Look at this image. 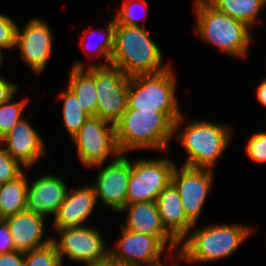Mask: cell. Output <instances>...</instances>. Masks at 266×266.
<instances>
[{
    "mask_svg": "<svg viewBox=\"0 0 266 266\" xmlns=\"http://www.w3.org/2000/svg\"><path fill=\"white\" fill-rule=\"evenodd\" d=\"M120 228L121 237L115 247L109 249V255L115 260L127 266H154L162 263L163 252L170 253L156 236L133 232L123 226Z\"/></svg>",
    "mask_w": 266,
    "mask_h": 266,
    "instance_id": "5bb4252c",
    "label": "cell"
},
{
    "mask_svg": "<svg viewBox=\"0 0 266 266\" xmlns=\"http://www.w3.org/2000/svg\"><path fill=\"white\" fill-rule=\"evenodd\" d=\"M18 24L9 16L0 13V50L15 48Z\"/></svg>",
    "mask_w": 266,
    "mask_h": 266,
    "instance_id": "4dcf8cb0",
    "label": "cell"
},
{
    "mask_svg": "<svg viewBox=\"0 0 266 266\" xmlns=\"http://www.w3.org/2000/svg\"><path fill=\"white\" fill-rule=\"evenodd\" d=\"M5 221L9 227L15 250L26 252L43 247L52 241L53 237L43 239L46 228L45 218L33 212L23 210L5 218Z\"/></svg>",
    "mask_w": 266,
    "mask_h": 266,
    "instance_id": "d6986e66",
    "label": "cell"
},
{
    "mask_svg": "<svg viewBox=\"0 0 266 266\" xmlns=\"http://www.w3.org/2000/svg\"><path fill=\"white\" fill-rule=\"evenodd\" d=\"M256 97L259 103L266 108V77L258 85Z\"/></svg>",
    "mask_w": 266,
    "mask_h": 266,
    "instance_id": "e575fe53",
    "label": "cell"
},
{
    "mask_svg": "<svg viewBox=\"0 0 266 266\" xmlns=\"http://www.w3.org/2000/svg\"><path fill=\"white\" fill-rule=\"evenodd\" d=\"M174 263H175V262L173 261V263H172V264L170 263V265H169L168 263L164 264V262H162V263H160V264H158V265H154V266H172ZM167 264H168V265H167Z\"/></svg>",
    "mask_w": 266,
    "mask_h": 266,
    "instance_id": "74e56055",
    "label": "cell"
},
{
    "mask_svg": "<svg viewBox=\"0 0 266 266\" xmlns=\"http://www.w3.org/2000/svg\"><path fill=\"white\" fill-rule=\"evenodd\" d=\"M245 151L251 161L266 163V132L254 133L247 141Z\"/></svg>",
    "mask_w": 266,
    "mask_h": 266,
    "instance_id": "f546056e",
    "label": "cell"
},
{
    "mask_svg": "<svg viewBox=\"0 0 266 266\" xmlns=\"http://www.w3.org/2000/svg\"><path fill=\"white\" fill-rule=\"evenodd\" d=\"M112 160L108 165L104 163L91 167H100L93 187L97 199H100L104 206L120 213L127 205L131 160L126 154H120Z\"/></svg>",
    "mask_w": 266,
    "mask_h": 266,
    "instance_id": "7c38bea8",
    "label": "cell"
},
{
    "mask_svg": "<svg viewBox=\"0 0 266 266\" xmlns=\"http://www.w3.org/2000/svg\"><path fill=\"white\" fill-rule=\"evenodd\" d=\"M129 78L112 65L95 66L97 117L113 125L120 120L127 108Z\"/></svg>",
    "mask_w": 266,
    "mask_h": 266,
    "instance_id": "9c48e42d",
    "label": "cell"
},
{
    "mask_svg": "<svg viewBox=\"0 0 266 266\" xmlns=\"http://www.w3.org/2000/svg\"><path fill=\"white\" fill-rule=\"evenodd\" d=\"M126 212V224L121 226L126 229L156 236L176 256L179 243L165 230L161 222L156 202H140L127 204L120 213ZM176 252V253H175Z\"/></svg>",
    "mask_w": 266,
    "mask_h": 266,
    "instance_id": "2e32d148",
    "label": "cell"
},
{
    "mask_svg": "<svg viewBox=\"0 0 266 266\" xmlns=\"http://www.w3.org/2000/svg\"><path fill=\"white\" fill-rule=\"evenodd\" d=\"M142 26L115 25L112 66L119 68L126 76L161 73L171 67L163 64L161 48L151 39Z\"/></svg>",
    "mask_w": 266,
    "mask_h": 266,
    "instance_id": "7a4b0ae2",
    "label": "cell"
},
{
    "mask_svg": "<svg viewBox=\"0 0 266 266\" xmlns=\"http://www.w3.org/2000/svg\"><path fill=\"white\" fill-rule=\"evenodd\" d=\"M56 231L59 238L54 237L52 241L57 247L62 264L65 256L72 262L84 263V266L109 256L110 247L105 246L103 237L95 227L85 225Z\"/></svg>",
    "mask_w": 266,
    "mask_h": 266,
    "instance_id": "30bf717a",
    "label": "cell"
},
{
    "mask_svg": "<svg viewBox=\"0 0 266 266\" xmlns=\"http://www.w3.org/2000/svg\"><path fill=\"white\" fill-rule=\"evenodd\" d=\"M185 117L182 114L174 123L173 137L187 153L184 166L212 169L223 155L232 138V129L226 124L212 121H188L179 130Z\"/></svg>",
    "mask_w": 266,
    "mask_h": 266,
    "instance_id": "277c9868",
    "label": "cell"
},
{
    "mask_svg": "<svg viewBox=\"0 0 266 266\" xmlns=\"http://www.w3.org/2000/svg\"><path fill=\"white\" fill-rule=\"evenodd\" d=\"M53 39V31L42 19H30L22 29L17 26L15 48L20 50L22 60L37 75L44 72L52 56Z\"/></svg>",
    "mask_w": 266,
    "mask_h": 266,
    "instance_id": "4fadbf2b",
    "label": "cell"
},
{
    "mask_svg": "<svg viewBox=\"0 0 266 266\" xmlns=\"http://www.w3.org/2000/svg\"><path fill=\"white\" fill-rule=\"evenodd\" d=\"M197 18L194 32L202 41L215 46L230 57H247L252 42L251 28L245 23L219 12L206 0H196Z\"/></svg>",
    "mask_w": 266,
    "mask_h": 266,
    "instance_id": "5b68a950",
    "label": "cell"
},
{
    "mask_svg": "<svg viewBox=\"0 0 266 266\" xmlns=\"http://www.w3.org/2000/svg\"><path fill=\"white\" fill-rule=\"evenodd\" d=\"M93 184L68 190L65 200L53 218L54 230L85 226L97 203Z\"/></svg>",
    "mask_w": 266,
    "mask_h": 266,
    "instance_id": "ac0fdd59",
    "label": "cell"
},
{
    "mask_svg": "<svg viewBox=\"0 0 266 266\" xmlns=\"http://www.w3.org/2000/svg\"><path fill=\"white\" fill-rule=\"evenodd\" d=\"M62 177L48 173L28 185L26 210L42 217L53 216L69 190Z\"/></svg>",
    "mask_w": 266,
    "mask_h": 266,
    "instance_id": "e0dca14e",
    "label": "cell"
},
{
    "mask_svg": "<svg viewBox=\"0 0 266 266\" xmlns=\"http://www.w3.org/2000/svg\"><path fill=\"white\" fill-rule=\"evenodd\" d=\"M0 144L25 169L35 166L47 153L42 136L26 117L0 139Z\"/></svg>",
    "mask_w": 266,
    "mask_h": 266,
    "instance_id": "9a60e30c",
    "label": "cell"
},
{
    "mask_svg": "<svg viewBox=\"0 0 266 266\" xmlns=\"http://www.w3.org/2000/svg\"><path fill=\"white\" fill-rule=\"evenodd\" d=\"M156 204L163 227L180 243L194 224L186 217L179 192L172 183L159 194Z\"/></svg>",
    "mask_w": 266,
    "mask_h": 266,
    "instance_id": "ffe728a7",
    "label": "cell"
},
{
    "mask_svg": "<svg viewBox=\"0 0 266 266\" xmlns=\"http://www.w3.org/2000/svg\"><path fill=\"white\" fill-rule=\"evenodd\" d=\"M221 13L231 16L251 29L257 23L260 11L266 5V0H206Z\"/></svg>",
    "mask_w": 266,
    "mask_h": 266,
    "instance_id": "603a6c76",
    "label": "cell"
},
{
    "mask_svg": "<svg viewBox=\"0 0 266 266\" xmlns=\"http://www.w3.org/2000/svg\"><path fill=\"white\" fill-rule=\"evenodd\" d=\"M23 166L20 165L0 144V183L4 184L15 180L23 172Z\"/></svg>",
    "mask_w": 266,
    "mask_h": 266,
    "instance_id": "f1b7e54d",
    "label": "cell"
},
{
    "mask_svg": "<svg viewBox=\"0 0 266 266\" xmlns=\"http://www.w3.org/2000/svg\"><path fill=\"white\" fill-rule=\"evenodd\" d=\"M122 6L115 10V15L112 16L115 20V25H125V26H141L139 23L146 19V16L139 17L137 13V8H142V10L147 14L148 4L146 0H123ZM137 7V8H136ZM140 10V9H139ZM144 14V15H145ZM138 22V23H137Z\"/></svg>",
    "mask_w": 266,
    "mask_h": 266,
    "instance_id": "83f0119b",
    "label": "cell"
},
{
    "mask_svg": "<svg viewBox=\"0 0 266 266\" xmlns=\"http://www.w3.org/2000/svg\"><path fill=\"white\" fill-rule=\"evenodd\" d=\"M24 266H62L55 243L24 252Z\"/></svg>",
    "mask_w": 266,
    "mask_h": 266,
    "instance_id": "4316f807",
    "label": "cell"
},
{
    "mask_svg": "<svg viewBox=\"0 0 266 266\" xmlns=\"http://www.w3.org/2000/svg\"><path fill=\"white\" fill-rule=\"evenodd\" d=\"M86 266H127L121 261L113 259L110 255L103 260L88 264Z\"/></svg>",
    "mask_w": 266,
    "mask_h": 266,
    "instance_id": "d590c367",
    "label": "cell"
},
{
    "mask_svg": "<svg viewBox=\"0 0 266 266\" xmlns=\"http://www.w3.org/2000/svg\"><path fill=\"white\" fill-rule=\"evenodd\" d=\"M77 147V156L87 168L104 164L110 156L121 153L117 146L115 126L97 116H90L71 138Z\"/></svg>",
    "mask_w": 266,
    "mask_h": 266,
    "instance_id": "ba28073f",
    "label": "cell"
},
{
    "mask_svg": "<svg viewBox=\"0 0 266 266\" xmlns=\"http://www.w3.org/2000/svg\"><path fill=\"white\" fill-rule=\"evenodd\" d=\"M177 264H178V263L175 262L172 266H178ZM179 266H180V265H179Z\"/></svg>",
    "mask_w": 266,
    "mask_h": 266,
    "instance_id": "f35d334b",
    "label": "cell"
},
{
    "mask_svg": "<svg viewBox=\"0 0 266 266\" xmlns=\"http://www.w3.org/2000/svg\"><path fill=\"white\" fill-rule=\"evenodd\" d=\"M14 242L5 219H0V254L14 251Z\"/></svg>",
    "mask_w": 266,
    "mask_h": 266,
    "instance_id": "1f68e13d",
    "label": "cell"
},
{
    "mask_svg": "<svg viewBox=\"0 0 266 266\" xmlns=\"http://www.w3.org/2000/svg\"><path fill=\"white\" fill-rule=\"evenodd\" d=\"M18 89L17 83L10 82L0 76V105L16 95Z\"/></svg>",
    "mask_w": 266,
    "mask_h": 266,
    "instance_id": "836d02e7",
    "label": "cell"
},
{
    "mask_svg": "<svg viewBox=\"0 0 266 266\" xmlns=\"http://www.w3.org/2000/svg\"><path fill=\"white\" fill-rule=\"evenodd\" d=\"M175 165L167 157L131 160L127 204L156 202L159 194L171 183Z\"/></svg>",
    "mask_w": 266,
    "mask_h": 266,
    "instance_id": "52a82bcc",
    "label": "cell"
},
{
    "mask_svg": "<svg viewBox=\"0 0 266 266\" xmlns=\"http://www.w3.org/2000/svg\"><path fill=\"white\" fill-rule=\"evenodd\" d=\"M172 66L157 74L129 78L127 108L140 111L181 112Z\"/></svg>",
    "mask_w": 266,
    "mask_h": 266,
    "instance_id": "8992f818",
    "label": "cell"
},
{
    "mask_svg": "<svg viewBox=\"0 0 266 266\" xmlns=\"http://www.w3.org/2000/svg\"><path fill=\"white\" fill-rule=\"evenodd\" d=\"M3 55H4V54H3V51L0 50V68H1V65H3L2 62H4V61H3V59H4V56H3Z\"/></svg>",
    "mask_w": 266,
    "mask_h": 266,
    "instance_id": "8d00e7d4",
    "label": "cell"
},
{
    "mask_svg": "<svg viewBox=\"0 0 266 266\" xmlns=\"http://www.w3.org/2000/svg\"><path fill=\"white\" fill-rule=\"evenodd\" d=\"M0 266H24V252L14 250L0 254Z\"/></svg>",
    "mask_w": 266,
    "mask_h": 266,
    "instance_id": "d6a6232c",
    "label": "cell"
},
{
    "mask_svg": "<svg viewBox=\"0 0 266 266\" xmlns=\"http://www.w3.org/2000/svg\"><path fill=\"white\" fill-rule=\"evenodd\" d=\"M182 112L140 111L126 108L114 125L121 154L134 150H160L166 153L173 138L174 123Z\"/></svg>",
    "mask_w": 266,
    "mask_h": 266,
    "instance_id": "6da1fadb",
    "label": "cell"
},
{
    "mask_svg": "<svg viewBox=\"0 0 266 266\" xmlns=\"http://www.w3.org/2000/svg\"><path fill=\"white\" fill-rule=\"evenodd\" d=\"M213 172L212 169L184 165L179 169L175 165L172 171L171 183L178 190L184 213L194 228L213 185Z\"/></svg>",
    "mask_w": 266,
    "mask_h": 266,
    "instance_id": "8fae6325",
    "label": "cell"
},
{
    "mask_svg": "<svg viewBox=\"0 0 266 266\" xmlns=\"http://www.w3.org/2000/svg\"><path fill=\"white\" fill-rule=\"evenodd\" d=\"M105 26L106 27L101 28V31H100V32H102L101 37H103V38H101L99 40V42H97L96 44L94 43V46H92L94 49V50L93 49L92 50L95 52L96 57L97 58L102 57L105 60L103 63H100V64H96V63L93 64L90 62V64H88L87 66H109L111 64V55H112L113 50H114V40H115V20H114V18L112 17L111 20L109 19V21H107V24ZM94 33H95V31H94ZM91 35H94L91 30H88L87 32L84 31V35L81 36L82 40H81V44H80L82 46V48L84 46V49L86 47L91 49V46L89 47V44L87 43V40L90 39ZM87 38H89V39H87ZM88 50L89 49H85V51H86L85 53H87V56H89L88 53L90 52V50L89 51Z\"/></svg>",
    "mask_w": 266,
    "mask_h": 266,
    "instance_id": "d4e9b609",
    "label": "cell"
},
{
    "mask_svg": "<svg viewBox=\"0 0 266 266\" xmlns=\"http://www.w3.org/2000/svg\"><path fill=\"white\" fill-rule=\"evenodd\" d=\"M27 175L23 172L13 181L2 184L0 190V219H5L26 210Z\"/></svg>",
    "mask_w": 266,
    "mask_h": 266,
    "instance_id": "7402d4cb",
    "label": "cell"
},
{
    "mask_svg": "<svg viewBox=\"0 0 266 266\" xmlns=\"http://www.w3.org/2000/svg\"><path fill=\"white\" fill-rule=\"evenodd\" d=\"M253 227L240 224H211L190 230L179 243L176 260L179 263H210L227 258L252 234ZM178 258V259H177Z\"/></svg>",
    "mask_w": 266,
    "mask_h": 266,
    "instance_id": "3957f363",
    "label": "cell"
},
{
    "mask_svg": "<svg viewBox=\"0 0 266 266\" xmlns=\"http://www.w3.org/2000/svg\"><path fill=\"white\" fill-rule=\"evenodd\" d=\"M67 87L78 98L82 109L90 116H96L97 90L95 85V66H86L76 61L70 69Z\"/></svg>",
    "mask_w": 266,
    "mask_h": 266,
    "instance_id": "44dd1931",
    "label": "cell"
},
{
    "mask_svg": "<svg viewBox=\"0 0 266 266\" xmlns=\"http://www.w3.org/2000/svg\"><path fill=\"white\" fill-rule=\"evenodd\" d=\"M15 95L0 105V139L3 138L23 117L28 99L13 102Z\"/></svg>",
    "mask_w": 266,
    "mask_h": 266,
    "instance_id": "484cf974",
    "label": "cell"
},
{
    "mask_svg": "<svg viewBox=\"0 0 266 266\" xmlns=\"http://www.w3.org/2000/svg\"><path fill=\"white\" fill-rule=\"evenodd\" d=\"M65 89L66 90H63L59 93L58 99L60 101L63 100V123L67 132L70 134V138H72L79 131L85 121L90 117V115L84 109H82L75 93L68 87Z\"/></svg>",
    "mask_w": 266,
    "mask_h": 266,
    "instance_id": "cb8c5ba5",
    "label": "cell"
}]
</instances>
